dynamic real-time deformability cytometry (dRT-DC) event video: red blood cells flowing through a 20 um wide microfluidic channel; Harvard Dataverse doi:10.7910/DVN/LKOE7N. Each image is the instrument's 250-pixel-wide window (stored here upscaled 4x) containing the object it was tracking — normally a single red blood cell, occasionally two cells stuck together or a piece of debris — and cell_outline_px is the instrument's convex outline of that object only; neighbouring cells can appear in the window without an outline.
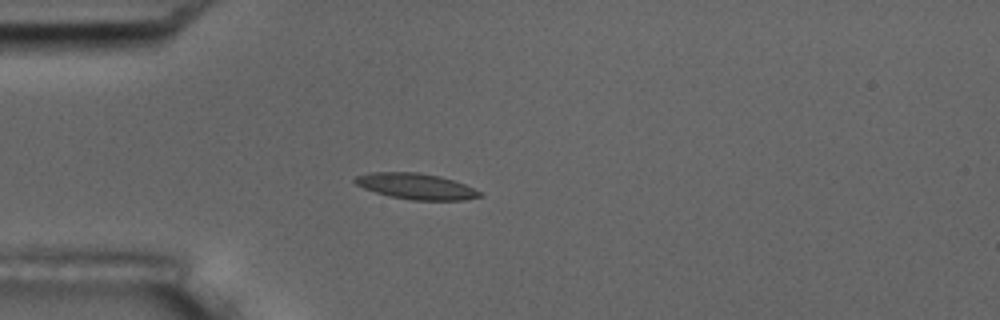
{"species": "common noctule bat (a hibernating species)", "species_latin": "Nyctalus noctula", "temperature_condition": "room temperature", "stored_images_in_passage": 4, "camera_frame_rate_fps": 3000, "um_per_image_px": 0.085, "animal": {"sex": "male", "body_mass_g": 17.5, "forearm_length_mm": 52.3}, "frame": {"image": 1, "passage_image": 3, "time_ms": 3.333, "image_size_px": [1000, 320], "cell_outline_px": [[484, 196], [464, 200], [412, 200], [388, 196], [364, 188], [356, 184], [352, 180], [356, 176], [368, 172], [420, 172], [440, 176], [464, 184], [484, 192]], "centroid_in_image_um": [35.38, 15.83], "position_along_channel_um": 49.6, "area_um2": 19.02}}